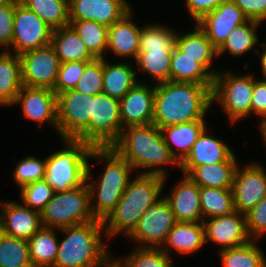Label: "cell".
Here are the masks:
<instances>
[{"mask_svg": "<svg viewBox=\"0 0 266 267\" xmlns=\"http://www.w3.org/2000/svg\"><path fill=\"white\" fill-rule=\"evenodd\" d=\"M212 88L191 82L156 83L152 123L162 129L204 119L212 103Z\"/></svg>", "mask_w": 266, "mask_h": 267, "instance_id": "obj_1", "label": "cell"}, {"mask_svg": "<svg viewBox=\"0 0 266 267\" xmlns=\"http://www.w3.org/2000/svg\"><path fill=\"white\" fill-rule=\"evenodd\" d=\"M124 130L111 147L132 166L133 170L135 168L150 169L138 174L166 177L163 165H179L165 144L161 130L153 123L129 126Z\"/></svg>", "mask_w": 266, "mask_h": 267, "instance_id": "obj_2", "label": "cell"}, {"mask_svg": "<svg viewBox=\"0 0 266 267\" xmlns=\"http://www.w3.org/2000/svg\"><path fill=\"white\" fill-rule=\"evenodd\" d=\"M165 177L139 174L130 180L116 207L102 221L105 234L113 237L124 232L129 236L137 227L140 217L161 195Z\"/></svg>", "mask_w": 266, "mask_h": 267, "instance_id": "obj_3", "label": "cell"}, {"mask_svg": "<svg viewBox=\"0 0 266 267\" xmlns=\"http://www.w3.org/2000/svg\"><path fill=\"white\" fill-rule=\"evenodd\" d=\"M89 157L96 158V161L105 159L104 161L107 162L99 180L87 183L91 212L95 219L103 221L116 207L126 190L133 168L112 147H93ZM93 198L97 200L95 204H93Z\"/></svg>", "mask_w": 266, "mask_h": 267, "instance_id": "obj_4", "label": "cell"}, {"mask_svg": "<svg viewBox=\"0 0 266 267\" xmlns=\"http://www.w3.org/2000/svg\"><path fill=\"white\" fill-rule=\"evenodd\" d=\"M59 230L67 236L59 242L53 267H98L109 258V251L101 239L104 231L101 220Z\"/></svg>", "mask_w": 266, "mask_h": 267, "instance_id": "obj_5", "label": "cell"}, {"mask_svg": "<svg viewBox=\"0 0 266 267\" xmlns=\"http://www.w3.org/2000/svg\"><path fill=\"white\" fill-rule=\"evenodd\" d=\"M65 148L46 158L44 180L55 192H64L91 179L88 158L93 146L77 139H64Z\"/></svg>", "mask_w": 266, "mask_h": 267, "instance_id": "obj_6", "label": "cell"}, {"mask_svg": "<svg viewBox=\"0 0 266 267\" xmlns=\"http://www.w3.org/2000/svg\"><path fill=\"white\" fill-rule=\"evenodd\" d=\"M40 216L43 227L54 229L95 221L87 183L64 192H55Z\"/></svg>", "mask_w": 266, "mask_h": 267, "instance_id": "obj_7", "label": "cell"}, {"mask_svg": "<svg viewBox=\"0 0 266 267\" xmlns=\"http://www.w3.org/2000/svg\"><path fill=\"white\" fill-rule=\"evenodd\" d=\"M119 99L100 93L94 96L88 127L76 138L93 147H111L122 131Z\"/></svg>", "mask_w": 266, "mask_h": 267, "instance_id": "obj_8", "label": "cell"}, {"mask_svg": "<svg viewBox=\"0 0 266 267\" xmlns=\"http://www.w3.org/2000/svg\"><path fill=\"white\" fill-rule=\"evenodd\" d=\"M253 75H233L217 73L213 80L212 102L222 105V110L233 123L251 114V100L253 97Z\"/></svg>", "mask_w": 266, "mask_h": 267, "instance_id": "obj_9", "label": "cell"}, {"mask_svg": "<svg viewBox=\"0 0 266 267\" xmlns=\"http://www.w3.org/2000/svg\"><path fill=\"white\" fill-rule=\"evenodd\" d=\"M93 95L67 90L57 95L58 132L64 139H76L89 125Z\"/></svg>", "mask_w": 266, "mask_h": 267, "instance_id": "obj_10", "label": "cell"}, {"mask_svg": "<svg viewBox=\"0 0 266 267\" xmlns=\"http://www.w3.org/2000/svg\"><path fill=\"white\" fill-rule=\"evenodd\" d=\"M176 222L170 205L162 197L143 213L128 237L140 243L138 247L161 248Z\"/></svg>", "mask_w": 266, "mask_h": 267, "instance_id": "obj_11", "label": "cell"}, {"mask_svg": "<svg viewBox=\"0 0 266 267\" xmlns=\"http://www.w3.org/2000/svg\"><path fill=\"white\" fill-rule=\"evenodd\" d=\"M19 56L23 86L53 90L61 64L54 47L49 44Z\"/></svg>", "mask_w": 266, "mask_h": 267, "instance_id": "obj_12", "label": "cell"}, {"mask_svg": "<svg viewBox=\"0 0 266 267\" xmlns=\"http://www.w3.org/2000/svg\"><path fill=\"white\" fill-rule=\"evenodd\" d=\"M53 29L22 3L15 7L11 46L14 54L51 44Z\"/></svg>", "mask_w": 266, "mask_h": 267, "instance_id": "obj_13", "label": "cell"}, {"mask_svg": "<svg viewBox=\"0 0 266 267\" xmlns=\"http://www.w3.org/2000/svg\"><path fill=\"white\" fill-rule=\"evenodd\" d=\"M235 211L246 214L266 197V172L259 163L237 165L232 184Z\"/></svg>", "mask_w": 266, "mask_h": 267, "instance_id": "obj_14", "label": "cell"}, {"mask_svg": "<svg viewBox=\"0 0 266 267\" xmlns=\"http://www.w3.org/2000/svg\"><path fill=\"white\" fill-rule=\"evenodd\" d=\"M248 20L232 0H224L215 10L205 14L196 23L218 50L226 41L229 33Z\"/></svg>", "mask_w": 266, "mask_h": 267, "instance_id": "obj_15", "label": "cell"}, {"mask_svg": "<svg viewBox=\"0 0 266 267\" xmlns=\"http://www.w3.org/2000/svg\"><path fill=\"white\" fill-rule=\"evenodd\" d=\"M203 223L205 242H215L221 249L242 246L252 240L247 231L245 214L238 211L209 218V221Z\"/></svg>", "mask_w": 266, "mask_h": 267, "instance_id": "obj_16", "label": "cell"}, {"mask_svg": "<svg viewBox=\"0 0 266 267\" xmlns=\"http://www.w3.org/2000/svg\"><path fill=\"white\" fill-rule=\"evenodd\" d=\"M155 86L137 83L119 99L122 127L152 124L154 114Z\"/></svg>", "mask_w": 266, "mask_h": 267, "instance_id": "obj_17", "label": "cell"}, {"mask_svg": "<svg viewBox=\"0 0 266 267\" xmlns=\"http://www.w3.org/2000/svg\"><path fill=\"white\" fill-rule=\"evenodd\" d=\"M21 103L23 114L39 126L48 122L58 131L57 95L48 88L23 86L16 96L14 104Z\"/></svg>", "mask_w": 266, "mask_h": 267, "instance_id": "obj_18", "label": "cell"}, {"mask_svg": "<svg viewBox=\"0 0 266 267\" xmlns=\"http://www.w3.org/2000/svg\"><path fill=\"white\" fill-rule=\"evenodd\" d=\"M130 10L125 0H69L70 20H91L107 27Z\"/></svg>", "mask_w": 266, "mask_h": 267, "instance_id": "obj_19", "label": "cell"}, {"mask_svg": "<svg viewBox=\"0 0 266 267\" xmlns=\"http://www.w3.org/2000/svg\"><path fill=\"white\" fill-rule=\"evenodd\" d=\"M207 129L197 138L186 158L179 164L184 175H188L195 167L205 164L237 162L233 151L224 141L206 135Z\"/></svg>", "mask_w": 266, "mask_h": 267, "instance_id": "obj_20", "label": "cell"}, {"mask_svg": "<svg viewBox=\"0 0 266 267\" xmlns=\"http://www.w3.org/2000/svg\"><path fill=\"white\" fill-rule=\"evenodd\" d=\"M0 206L2 233L29 240L42 227L40 212L13 201L5 202Z\"/></svg>", "mask_w": 266, "mask_h": 267, "instance_id": "obj_21", "label": "cell"}, {"mask_svg": "<svg viewBox=\"0 0 266 267\" xmlns=\"http://www.w3.org/2000/svg\"><path fill=\"white\" fill-rule=\"evenodd\" d=\"M165 196L177 222H200L202 211L199 197V186L187 175Z\"/></svg>", "mask_w": 266, "mask_h": 267, "instance_id": "obj_22", "label": "cell"}, {"mask_svg": "<svg viewBox=\"0 0 266 267\" xmlns=\"http://www.w3.org/2000/svg\"><path fill=\"white\" fill-rule=\"evenodd\" d=\"M131 13L130 10L108 27L107 49H111L117 56L132 57L136 60L141 28L131 21Z\"/></svg>", "mask_w": 266, "mask_h": 267, "instance_id": "obj_23", "label": "cell"}, {"mask_svg": "<svg viewBox=\"0 0 266 267\" xmlns=\"http://www.w3.org/2000/svg\"><path fill=\"white\" fill-rule=\"evenodd\" d=\"M206 128L204 119L164 127L161 130L165 144L179 164L189 154L192 145ZM175 148L178 149L175 150ZM174 148V149H173ZM176 151V152H175Z\"/></svg>", "mask_w": 266, "mask_h": 267, "instance_id": "obj_24", "label": "cell"}, {"mask_svg": "<svg viewBox=\"0 0 266 267\" xmlns=\"http://www.w3.org/2000/svg\"><path fill=\"white\" fill-rule=\"evenodd\" d=\"M205 243V227L202 221L176 222L161 249L167 255H169L167 251L169 248H173L181 254H190L200 250Z\"/></svg>", "mask_w": 266, "mask_h": 267, "instance_id": "obj_25", "label": "cell"}, {"mask_svg": "<svg viewBox=\"0 0 266 267\" xmlns=\"http://www.w3.org/2000/svg\"><path fill=\"white\" fill-rule=\"evenodd\" d=\"M51 45L61 63L96 59L70 25L52 31Z\"/></svg>", "mask_w": 266, "mask_h": 267, "instance_id": "obj_26", "label": "cell"}, {"mask_svg": "<svg viewBox=\"0 0 266 267\" xmlns=\"http://www.w3.org/2000/svg\"><path fill=\"white\" fill-rule=\"evenodd\" d=\"M194 28L195 30L190 33L177 34L176 46L187 56L197 59V62L215 77L218 72L211 70V63L213 58L217 56V49L197 24Z\"/></svg>", "mask_w": 266, "mask_h": 267, "instance_id": "obj_27", "label": "cell"}, {"mask_svg": "<svg viewBox=\"0 0 266 267\" xmlns=\"http://www.w3.org/2000/svg\"><path fill=\"white\" fill-rule=\"evenodd\" d=\"M23 87L21 60L18 54L3 51L0 54V104L14 105L16 96Z\"/></svg>", "mask_w": 266, "mask_h": 267, "instance_id": "obj_28", "label": "cell"}, {"mask_svg": "<svg viewBox=\"0 0 266 267\" xmlns=\"http://www.w3.org/2000/svg\"><path fill=\"white\" fill-rule=\"evenodd\" d=\"M214 77L197 59L187 56L175 46L170 61V81L213 85Z\"/></svg>", "mask_w": 266, "mask_h": 267, "instance_id": "obj_29", "label": "cell"}, {"mask_svg": "<svg viewBox=\"0 0 266 267\" xmlns=\"http://www.w3.org/2000/svg\"><path fill=\"white\" fill-rule=\"evenodd\" d=\"M136 74L128 63L110 64L103 58L102 93L116 99L123 98L138 83Z\"/></svg>", "mask_w": 266, "mask_h": 267, "instance_id": "obj_30", "label": "cell"}, {"mask_svg": "<svg viewBox=\"0 0 266 267\" xmlns=\"http://www.w3.org/2000/svg\"><path fill=\"white\" fill-rule=\"evenodd\" d=\"M237 162L205 164L195 167L187 176L199 187L232 188Z\"/></svg>", "mask_w": 266, "mask_h": 267, "instance_id": "obj_31", "label": "cell"}, {"mask_svg": "<svg viewBox=\"0 0 266 267\" xmlns=\"http://www.w3.org/2000/svg\"><path fill=\"white\" fill-rule=\"evenodd\" d=\"M30 260L33 267H53L59 242L54 228L41 227L29 240Z\"/></svg>", "mask_w": 266, "mask_h": 267, "instance_id": "obj_32", "label": "cell"}, {"mask_svg": "<svg viewBox=\"0 0 266 267\" xmlns=\"http://www.w3.org/2000/svg\"><path fill=\"white\" fill-rule=\"evenodd\" d=\"M202 222L235 211L232 188L199 187Z\"/></svg>", "mask_w": 266, "mask_h": 267, "instance_id": "obj_33", "label": "cell"}, {"mask_svg": "<svg viewBox=\"0 0 266 267\" xmlns=\"http://www.w3.org/2000/svg\"><path fill=\"white\" fill-rule=\"evenodd\" d=\"M20 3L36 13L53 30L70 23L69 0H20Z\"/></svg>", "mask_w": 266, "mask_h": 267, "instance_id": "obj_34", "label": "cell"}, {"mask_svg": "<svg viewBox=\"0 0 266 267\" xmlns=\"http://www.w3.org/2000/svg\"><path fill=\"white\" fill-rule=\"evenodd\" d=\"M69 25L76 31L87 49L96 59H103L107 49L108 27L91 20H70Z\"/></svg>", "mask_w": 266, "mask_h": 267, "instance_id": "obj_35", "label": "cell"}, {"mask_svg": "<svg viewBox=\"0 0 266 267\" xmlns=\"http://www.w3.org/2000/svg\"><path fill=\"white\" fill-rule=\"evenodd\" d=\"M260 24V22L248 20L246 23L234 28L223 45L217 50V57L226 51L233 56H239L252 50L258 43L256 28Z\"/></svg>", "mask_w": 266, "mask_h": 267, "instance_id": "obj_36", "label": "cell"}, {"mask_svg": "<svg viewBox=\"0 0 266 267\" xmlns=\"http://www.w3.org/2000/svg\"><path fill=\"white\" fill-rule=\"evenodd\" d=\"M223 267H266V259L255 242L219 251Z\"/></svg>", "mask_w": 266, "mask_h": 267, "instance_id": "obj_37", "label": "cell"}, {"mask_svg": "<svg viewBox=\"0 0 266 267\" xmlns=\"http://www.w3.org/2000/svg\"><path fill=\"white\" fill-rule=\"evenodd\" d=\"M0 267H33L28 240L8 236L0 231Z\"/></svg>", "mask_w": 266, "mask_h": 267, "instance_id": "obj_38", "label": "cell"}, {"mask_svg": "<svg viewBox=\"0 0 266 267\" xmlns=\"http://www.w3.org/2000/svg\"><path fill=\"white\" fill-rule=\"evenodd\" d=\"M173 50L139 51L136 65L148 72L157 84L170 81V61Z\"/></svg>", "mask_w": 266, "mask_h": 267, "instance_id": "obj_39", "label": "cell"}, {"mask_svg": "<svg viewBox=\"0 0 266 267\" xmlns=\"http://www.w3.org/2000/svg\"><path fill=\"white\" fill-rule=\"evenodd\" d=\"M176 32L162 25H147L141 28L139 51L174 50Z\"/></svg>", "mask_w": 266, "mask_h": 267, "instance_id": "obj_40", "label": "cell"}, {"mask_svg": "<svg viewBox=\"0 0 266 267\" xmlns=\"http://www.w3.org/2000/svg\"><path fill=\"white\" fill-rule=\"evenodd\" d=\"M170 260L161 248L137 247L130 256L118 261L123 267H172Z\"/></svg>", "mask_w": 266, "mask_h": 267, "instance_id": "obj_41", "label": "cell"}, {"mask_svg": "<svg viewBox=\"0 0 266 267\" xmlns=\"http://www.w3.org/2000/svg\"><path fill=\"white\" fill-rule=\"evenodd\" d=\"M103 89V59L91 61L82 73L74 90L85 95H97Z\"/></svg>", "mask_w": 266, "mask_h": 267, "instance_id": "obj_42", "label": "cell"}, {"mask_svg": "<svg viewBox=\"0 0 266 267\" xmlns=\"http://www.w3.org/2000/svg\"><path fill=\"white\" fill-rule=\"evenodd\" d=\"M54 193V189L43 179L23 186L20 196L25 206L33 207L35 211L41 212Z\"/></svg>", "mask_w": 266, "mask_h": 267, "instance_id": "obj_43", "label": "cell"}, {"mask_svg": "<svg viewBox=\"0 0 266 267\" xmlns=\"http://www.w3.org/2000/svg\"><path fill=\"white\" fill-rule=\"evenodd\" d=\"M13 177L20 189L30 183L43 180L46 173V160L29 156L22 159L13 172Z\"/></svg>", "mask_w": 266, "mask_h": 267, "instance_id": "obj_44", "label": "cell"}, {"mask_svg": "<svg viewBox=\"0 0 266 267\" xmlns=\"http://www.w3.org/2000/svg\"><path fill=\"white\" fill-rule=\"evenodd\" d=\"M90 62L91 61H72L61 63L53 88L54 93L58 95L64 91L73 90L84 72L85 67Z\"/></svg>", "mask_w": 266, "mask_h": 267, "instance_id": "obj_45", "label": "cell"}, {"mask_svg": "<svg viewBox=\"0 0 266 267\" xmlns=\"http://www.w3.org/2000/svg\"><path fill=\"white\" fill-rule=\"evenodd\" d=\"M250 238L256 240L266 233V197L245 214Z\"/></svg>", "mask_w": 266, "mask_h": 267, "instance_id": "obj_46", "label": "cell"}, {"mask_svg": "<svg viewBox=\"0 0 266 267\" xmlns=\"http://www.w3.org/2000/svg\"><path fill=\"white\" fill-rule=\"evenodd\" d=\"M20 3L0 6V47H11L15 7Z\"/></svg>", "mask_w": 266, "mask_h": 267, "instance_id": "obj_47", "label": "cell"}, {"mask_svg": "<svg viewBox=\"0 0 266 267\" xmlns=\"http://www.w3.org/2000/svg\"><path fill=\"white\" fill-rule=\"evenodd\" d=\"M249 19L262 22L266 19V0H232Z\"/></svg>", "mask_w": 266, "mask_h": 267, "instance_id": "obj_48", "label": "cell"}, {"mask_svg": "<svg viewBox=\"0 0 266 267\" xmlns=\"http://www.w3.org/2000/svg\"><path fill=\"white\" fill-rule=\"evenodd\" d=\"M251 113L258 114L262 118L261 123L266 121V79H254Z\"/></svg>", "mask_w": 266, "mask_h": 267, "instance_id": "obj_49", "label": "cell"}, {"mask_svg": "<svg viewBox=\"0 0 266 267\" xmlns=\"http://www.w3.org/2000/svg\"><path fill=\"white\" fill-rule=\"evenodd\" d=\"M224 0H186L187 11L197 22L205 14L215 10Z\"/></svg>", "mask_w": 266, "mask_h": 267, "instance_id": "obj_50", "label": "cell"}, {"mask_svg": "<svg viewBox=\"0 0 266 267\" xmlns=\"http://www.w3.org/2000/svg\"><path fill=\"white\" fill-rule=\"evenodd\" d=\"M260 45L264 47L262 55L258 52H256V54L261 57L262 75L264 76V79H266V43H260Z\"/></svg>", "mask_w": 266, "mask_h": 267, "instance_id": "obj_51", "label": "cell"}, {"mask_svg": "<svg viewBox=\"0 0 266 267\" xmlns=\"http://www.w3.org/2000/svg\"><path fill=\"white\" fill-rule=\"evenodd\" d=\"M123 267L120 263H119V261L118 260H116V261H112L111 262V259H110V257L102 264V265H100V266H98V267Z\"/></svg>", "mask_w": 266, "mask_h": 267, "instance_id": "obj_52", "label": "cell"}, {"mask_svg": "<svg viewBox=\"0 0 266 267\" xmlns=\"http://www.w3.org/2000/svg\"><path fill=\"white\" fill-rule=\"evenodd\" d=\"M260 130L262 138L264 139V143L266 145V121L260 124Z\"/></svg>", "mask_w": 266, "mask_h": 267, "instance_id": "obj_53", "label": "cell"}, {"mask_svg": "<svg viewBox=\"0 0 266 267\" xmlns=\"http://www.w3.org/2000/svg\"><path fill=\"white\" fill-rule=\"evenodd\" d=\"M18 0H0V6L16 3Z\"/></svg>", "mask_w": 266, "mask_h": 267, "instance_id": "obj_54", "label": "cell"}]
</instances>
